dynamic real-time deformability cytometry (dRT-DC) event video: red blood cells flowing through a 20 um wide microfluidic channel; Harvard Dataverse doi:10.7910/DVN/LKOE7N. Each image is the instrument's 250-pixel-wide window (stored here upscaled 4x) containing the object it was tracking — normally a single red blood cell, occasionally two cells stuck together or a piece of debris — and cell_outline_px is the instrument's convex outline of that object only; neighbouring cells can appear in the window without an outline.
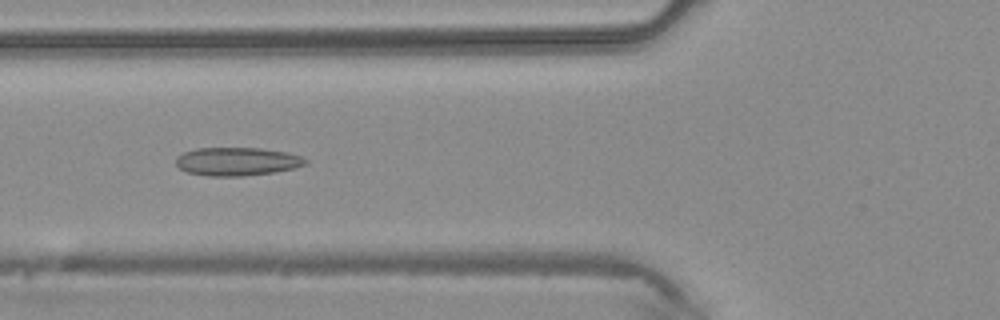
{"species": "common noctule bat (a hibernating species)", "species_latin": "Nyctalus noctula", "temperature_condition": "warm", "stored_images_in_passage": 44, "camera_frame_rate_fps": 3000, "um_per_image_px": 0.085, "animal": {"sex": "male", "body_mass_g": 20.4}, "frame": {"image": 1, "passage_image": 17, "time_ms": 5.333, "image_size_px": [1000, 320], "cell_outline_px": [[308, 160], [304, 164], [292, 168], [272, 172], [240, 176], [208, 176], [188, 172], [180, 168], [176, 164], [176, 156], [184, 152], [196, 148], [260, 148], [288, 152], [300, 156]], "centroid_in_image_um": [20.11, 13.71], "position_along_channel_um": 105.7, "area_um2": 21.15}}
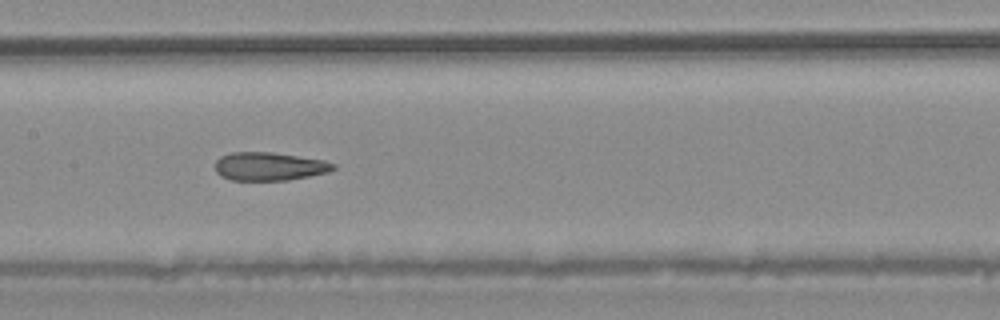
{"frame": {"image": 2, "passage_image": 22, "time_ms": 7.0, "image_size_px": [1000, 320], "cell_outline_px": [[336, 168], [328, 172], [288, 180], [232, 180], [220, 176], [216, 172], [216, 160], [220, 156], [232, 152], [272, 152], [324, 160], [336, 164]], "centroid_in_image_um": [22.88, 14.14], "position_along_channel_um": 184.5, "area_um2": 19.48}}
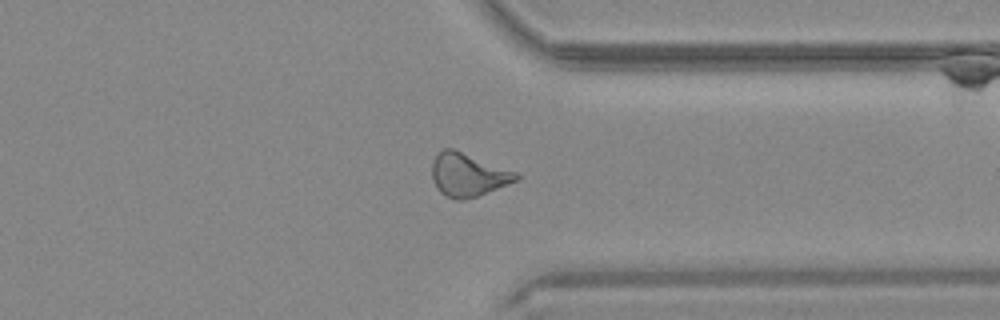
{"frame": {"image": 3, "passage_image": 34, "time_ms": 11.0, "image_size_px": [1000, 320], "cell_outline_px": [[520, 180], [476, 196], [464, 200], [456, 200], [440, 192], [436, 188], [432, 180], [432, 160], [444, 148], [452, 148], [516, 172], [520, 176]], "centroid_in_image_um": [39.77, 14.87], "position_along_channel_um": 371.6, "area_um2": 21.04}}